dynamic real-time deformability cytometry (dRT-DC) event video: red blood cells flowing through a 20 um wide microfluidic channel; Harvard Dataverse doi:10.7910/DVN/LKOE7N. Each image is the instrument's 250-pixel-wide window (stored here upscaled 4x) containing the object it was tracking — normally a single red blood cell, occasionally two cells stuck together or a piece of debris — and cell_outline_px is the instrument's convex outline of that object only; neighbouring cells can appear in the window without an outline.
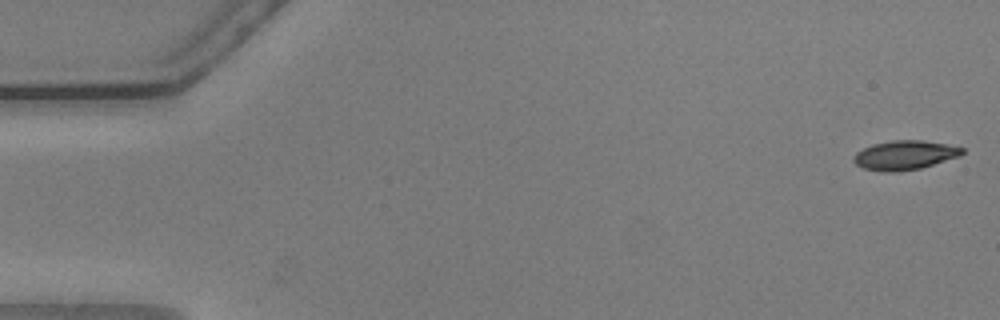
{"species": "common noctule bat (a hibernating species)", "species_latin": "Nyctalus noctula", "temperature_condition": "warm", "stored_images_in_passage": 56, "camera_frame_rate_fps": 3000, "um_per_image_px": 0.085, "animal": {"sex": "male", "body_mass_g": 20.5, "forearm_length_mm": 52.5}, "frame": {"image": 1, "passage_image": 1, "time_ms": 0.0, "image_size_px": [1000, 320], "cell_outline_px": [[964, 152], [960, 156], [920, 168], [896, 172], [880, 172], [864, 168], [856, 164], [852, 160], [856, 152], [872, 144], [892, 140], [920, 140], [944, 144], [964, 148]], "centroid_in_image_um": [76.87, 13.19], "position_along_channel_um": 8.1, "area_um2": 18.38}}
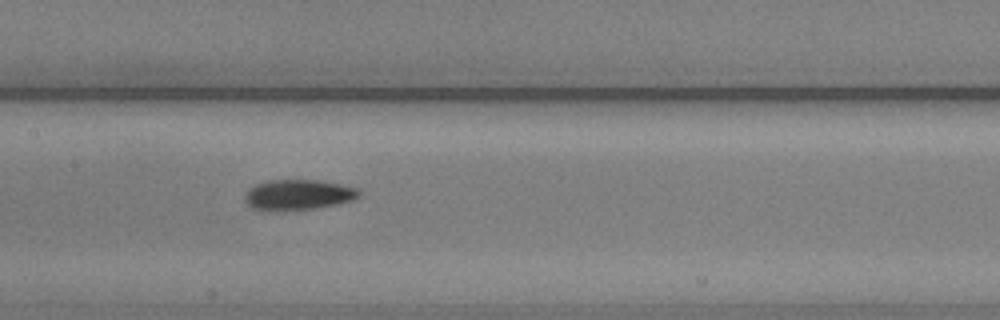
{"frame": {"image": 2, "passage_image": 27, "time_ms": 8.667, "image_size_px": [1000, 320], "cell_outline_px": [[360, 196], [352, 200], [336, 204], [316, 208], [276, 212], [268, 212], [252, 208], [244, 200], [244, 196], [248, 188], [256, 184], [268, 180], [320, 180], [340, 184], [356, 188], [360, 192]], "centroid_in_image_um": [25.29, 16.57], "position_along_channel_um": 182.1, "area_um2": 20.58}}
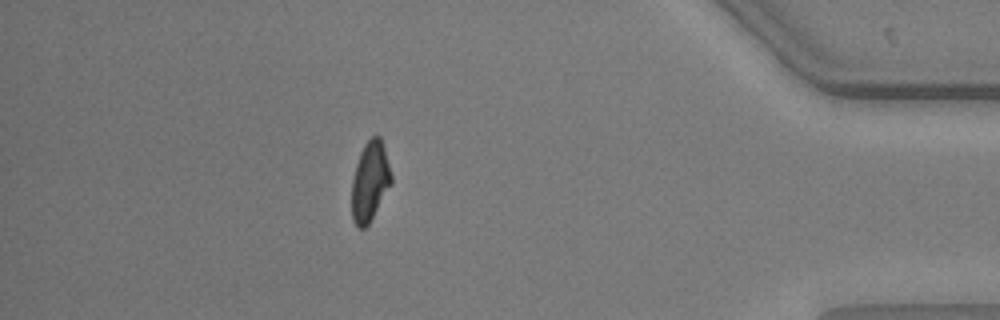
{"frame": {"image": 3, "passage_image": 49, "time_ms": 16.0, "image_size_px": [1000, 320], "cell_outline_px": [[392, 184], [368, 224], [364, 228], [356, 228], [352, 220], [352, 180], [356, 164], [360, 152], [364, 144], [372, 136], [380, 136], [384, 148], [392, 176]], "centroid_in_image_um": [31.44, 15.43], "position_along_channel_um": 403.8, "area_um2": 18.32}, "authors_computed_cell_mechanics": {"area_um2": 19.0162, "velocity_mm_per_s": 3.6224, "shape_relaxation_time_tau1_ms": 4.4077, "shape_relaxation_time_tau2_ms": 2.3986, "deformation_change_tau1": 0.1509, "deformation_change_tau2": 0.0891}}